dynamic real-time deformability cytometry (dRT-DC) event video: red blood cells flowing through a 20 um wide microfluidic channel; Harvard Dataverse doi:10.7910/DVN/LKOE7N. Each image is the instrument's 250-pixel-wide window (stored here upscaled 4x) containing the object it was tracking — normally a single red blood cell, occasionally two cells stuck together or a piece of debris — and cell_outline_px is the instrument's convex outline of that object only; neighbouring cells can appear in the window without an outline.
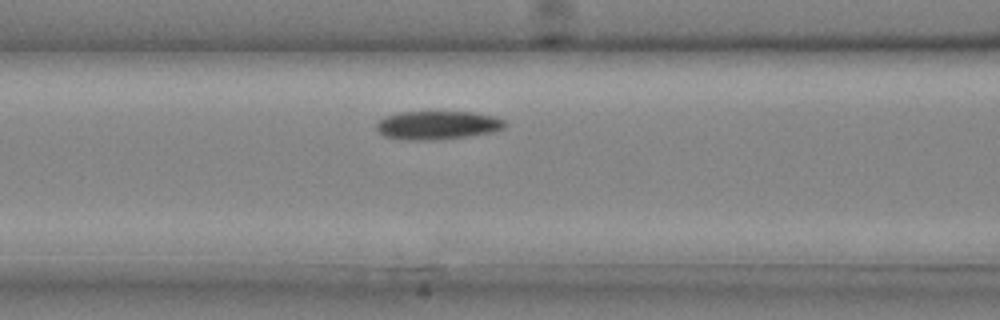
{"species": "common noctule bat (a hibernating species)", "species_latin": "Nyctalus noctula", "temperature_condition": "cold", "stored_images_in_passage": 24, "camera_frame_rate_fps": 3000, "um_per_image_px": 0.085, "animal": {"sex": "male", "body_mass_g": 20.4}, "frame": {"image": 1, "passage_image": 9, "time_ms": 2.667, "image_size_px": [1000, 320], "cell_outline_px": [[508, 124], [504, 128], [492, 132], [472, 136], [444, 140], [408, 140], [384, 136], [376, 128], [376, 124], [384, 116], [396, 112], [476, 112], [496, 116], [504, 120]], "centroid_in_image_um": [37.23, 10.64], "position_along_channel_um": 129.4, "area_um2": 21.79}}
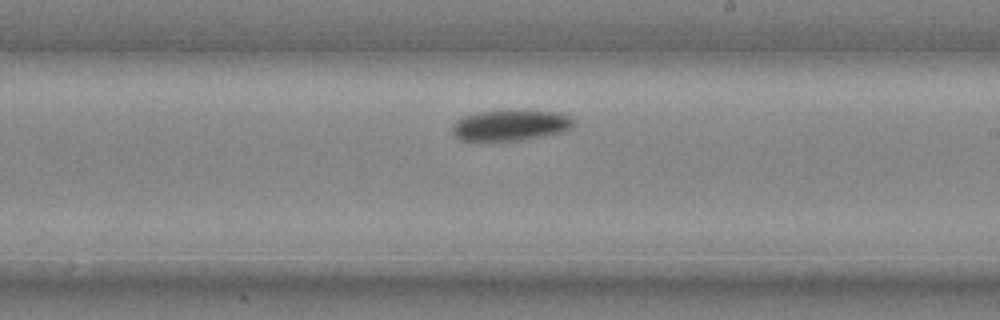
{"frame": {"image": 2, "passage_image": 15, "time_ms": 4.667, "image_size_px": [1000, 320], "cell_outline_px": [[576, 124], [572, 128], [564, 132], [544, 136], [520, 140], [476, 144], [460, 140], [452, 132], [452, 128], [456, 120], [464, 116], [476, 112], [504, 108], [528, 108], [560, 112], [572, 116], [576, 120]], "centroid_in_image_um": [43.42, 10.63], "position_along_channel_um": 245.6, "area_um2": 23.87}}
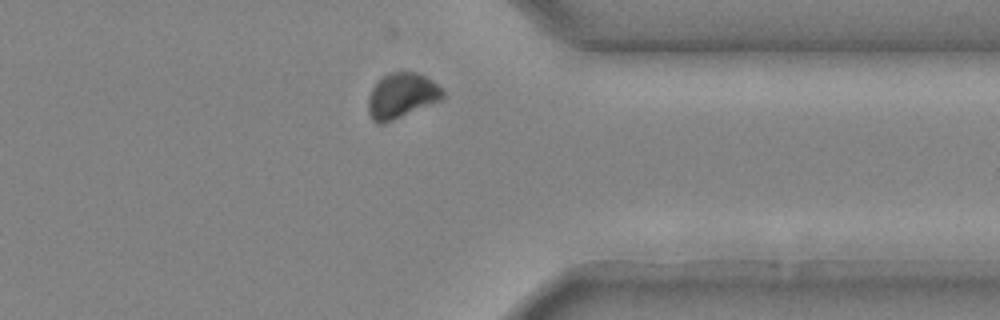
{"frame": {"image": 3, "passage_image": 22, "time_ms": 7.0, "image_size_px": [1000, 320], "cell_outline_px": [[444, 100], [392, 120], [380, 124], [376, 124], [372, 120], [368, 112], [368, 96], [372, 88], [384, 76], [392, 72], [416, 72], [432, 80], [444, 92]], "centroid_in_image_um": [34.15, 8.15], "position_along_channel_um": 377.3, "area_um2": 19.59}}